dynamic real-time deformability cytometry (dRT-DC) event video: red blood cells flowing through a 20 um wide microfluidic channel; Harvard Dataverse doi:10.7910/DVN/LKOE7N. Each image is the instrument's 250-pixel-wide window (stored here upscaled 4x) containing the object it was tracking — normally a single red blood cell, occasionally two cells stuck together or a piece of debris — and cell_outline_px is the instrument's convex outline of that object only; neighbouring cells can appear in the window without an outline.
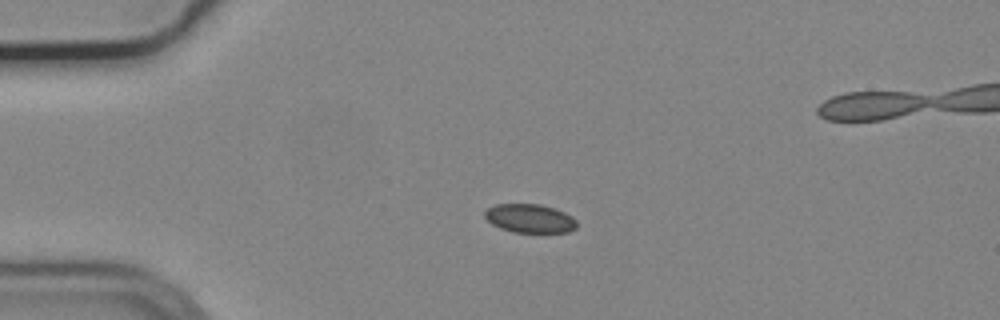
{"species": "common noctule bat (a hibernating species)", "species_latin": "Nyctalus noctula", "temperature_condition": "cold", "stored_images_in_passage": 6, "camera_frame_rate_fps": 3000, "um_per_image_px": 0.085, "animal": {"sex": "male", "body_mass_g": 19.2, "forearm_length_mm": 51.8}, "frame": {"image": 1, "passage_image": 4, "time_ms": 1.0, "image_size_px": [1000, 320], "cell_outline_px": [[576, 228], [568, 232], [512, 232], [500, 228], [492, 224], [484, 216], [484, 212], [488, 208], [496, 204], [540, 204], [556, 208], [572, 216], [576, 220]], "centroid_in_image_um": [45.04, 18.56], "position_along_channel_um": 40.0, "area_um2": 15.43}}